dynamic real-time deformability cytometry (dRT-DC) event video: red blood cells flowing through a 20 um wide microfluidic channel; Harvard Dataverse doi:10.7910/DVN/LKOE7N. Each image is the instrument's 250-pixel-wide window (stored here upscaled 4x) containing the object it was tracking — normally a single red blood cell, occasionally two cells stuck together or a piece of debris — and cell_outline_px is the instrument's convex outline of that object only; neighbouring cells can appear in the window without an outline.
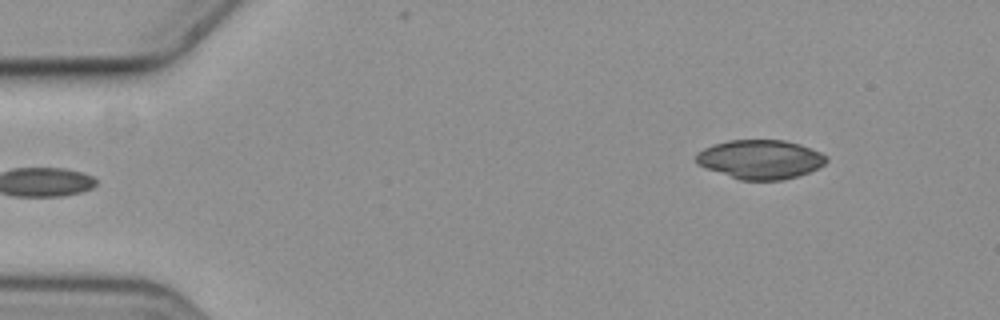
{"species": "common noctule bat (a hibernating species)", "species_latin": "Nyctalus noctula", "temperature_condition": "cold", "stored_images_in_passage": 38, "camera_frame_rate_fps": 3000, "um_per_image_px": 0.085, "animal": {"sex": "female", "body_mass_g": 19.3, "forearm_length_mm": 54.1}, "frame": {"image": 1, "passage_image": 2, "time_ms": 0.333, "image_size_px": [1000, 320], "cell_outline_px": [[828, 160], [820, 168], [796, 176], [780, 180], [740, 180], [696, 164], [696, 152], [712, 144], [728, 140], [784, 140], [800, 144], [820, 152], [828, 156]], "centroid_in_image_um": [64.63, 13.54], "position_along_channel_um": 20.4, "area_um2": 29.71}}